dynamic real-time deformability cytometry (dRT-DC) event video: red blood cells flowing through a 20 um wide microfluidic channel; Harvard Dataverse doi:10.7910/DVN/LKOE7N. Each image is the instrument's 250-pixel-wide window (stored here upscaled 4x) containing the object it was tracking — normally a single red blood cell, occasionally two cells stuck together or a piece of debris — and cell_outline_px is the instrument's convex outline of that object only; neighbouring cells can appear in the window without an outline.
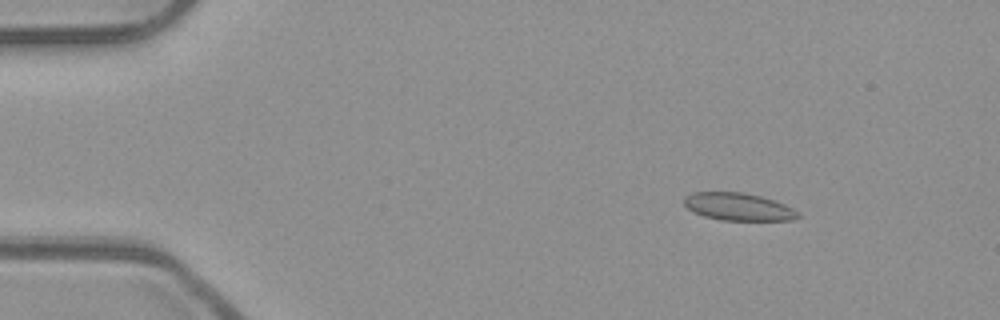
{"species": "common noctule bat (a hibernating species)", "species_latin": "Nyctalus noctula", "temperature_condition": "room temperature", "stored_images_in_passage": 52, "camera_frame_rate_fps": 3000, "um_per_image_px": 0.085, "animal": {"sex": "male", "body_mass_g": 23.1, "forearm_length_mm": 52.7}, "frame": {"image": 1, "passage_image": 7, "time_ms": 2.0, "image_size_px": [1000, 320], "cell_outline_px": [[800, 216], [796, 220], [720, 220], [704, 216], [692, 212], [684, 204], [684, 196], [692, 192], [744, 192], [760, 196], [784, 204], [792, 208]], "centroid_in_image_um": [62.72, 17.57], "position_along_channel_um": 22.3, "area_um2": 18.26}}
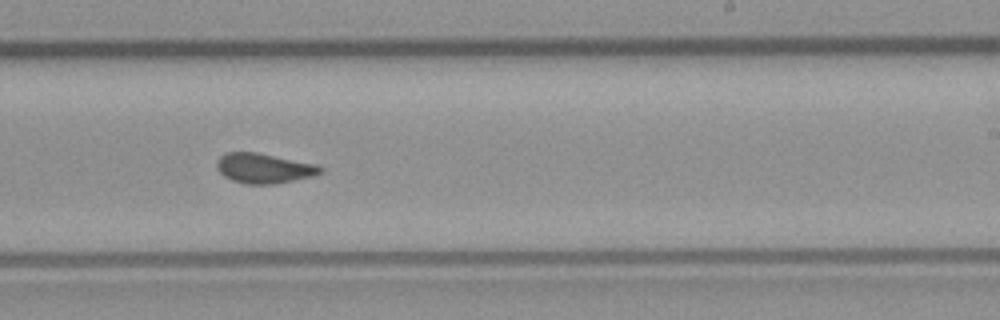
{"frame": {"image": 2, "passage_image": 32, "time_ms": 10.333, "image_size_px": [1000, 320], "cell_outline_px": [[324, 168], [320, 172], [312, 176], [276, 184], [244, 184], [232, 180], [224, 176], [216, 168], [216, 164], [220, 156], [224, 152], [256, 152], [316, 164]], "centroid_in_image_um": [22.4, 14.3], "position_along_channel_um": 266.6, "area_um2": 18.03}}
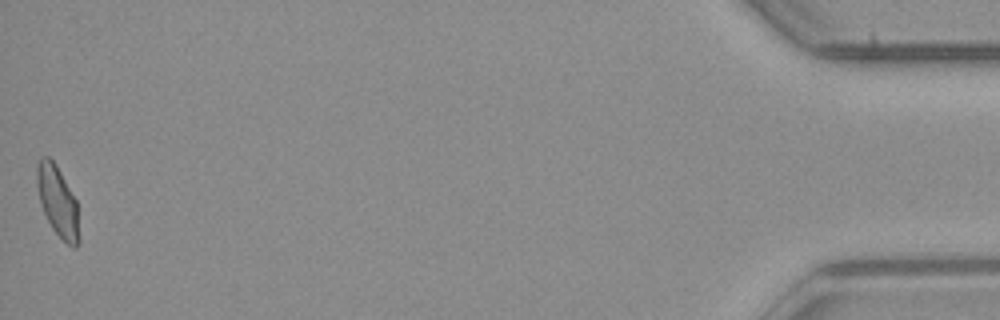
{"frame": {"image": 3, "passage_image": 52, "time_ms": 17.0, "image_size_px": [1000, 320], "cell_outline_px": [[80, 240], [76, 248], [72, 248], [52, 228], [44, 212], [40, 200], [36, 184], [36, 164], [40, 156], [48, 156], [56, 164], [76, 200], [80, 236]], "centroid_in_image_um": [4.9, 17.09], "position_along_channel_um": 430.3, "area_um2": 17.34}, "authors_computed_cell_mechanics": {"area_um2": 18.0914, "velocity_mm_per_s": 3.9623, "shape_relaxation_time_tau1_ms": null, "shape_relaxation_time_tau2_ms": 1.3214, "deformation_change_tau1": null, "deformation_change_tau2": 0.0593}}